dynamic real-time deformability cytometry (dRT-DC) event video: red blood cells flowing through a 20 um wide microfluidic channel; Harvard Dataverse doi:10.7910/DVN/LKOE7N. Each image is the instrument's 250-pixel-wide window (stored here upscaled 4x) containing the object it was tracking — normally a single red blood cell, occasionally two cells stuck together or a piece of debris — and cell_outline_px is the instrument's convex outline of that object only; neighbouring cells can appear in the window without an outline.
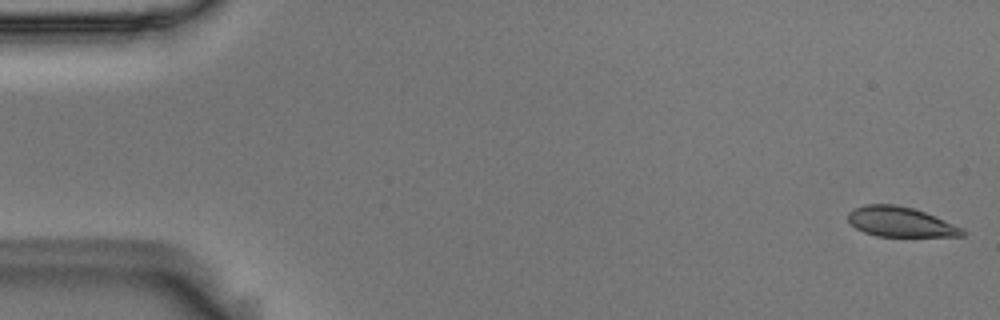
{"species": "Egyptian fruit bat (a non-hibernating species)", "species_latin": "Rousettus aegyptiacus", "temperature_condition": "room temperature", "stored_images_in_passage": 5, "camera_frame_rate_fps": 3000, "um_per_image_px": 0.085, "animal": {"sex": "male"}, "frame": {"image": 1, "passage_image": 1, "time_ms": 0.0, "image_size_px": [1000, 320], "cell_outline_px": [[964, 236], [876, 236], [864, 232], [856, 228], [848, 220], [848, 212], [856, 208], [868, 204], [892, 204], [912, 208], [924, 212], [964, 228]], "centroid_in_image_um": [76.53, 18.86], "position_along_channel_um": 8.5, "area_um2": 19.65}}
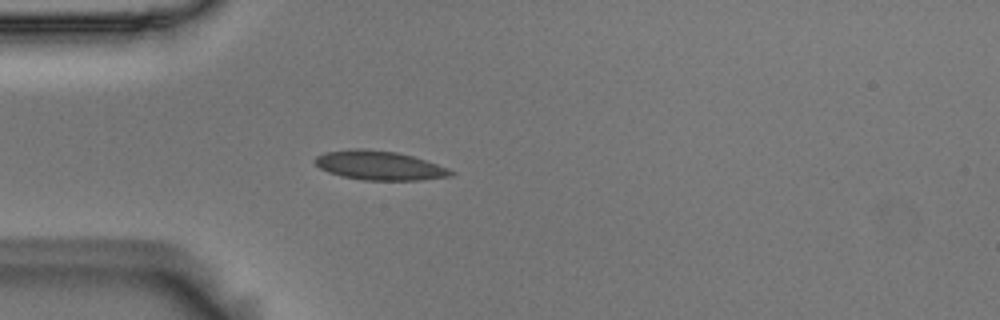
{"frame": {"image": 2, "passage_image": 5, "time_ms": 1.333, "image_size_px": [1000, 320], "cell_outline_px": [[456, 172], [452, 176], [420, 180], [364, 180], [344, 176], [328, 172], [320, 168], [312, 160], [316, 156], [324, 152], [352, 148], [364, 148], [396, 152], [412, 156], [448, 168]], "centroid_in_image_um": [32.23, 14.05], "position_along_channel_um": 52.8, "area_um2": 23.06}}